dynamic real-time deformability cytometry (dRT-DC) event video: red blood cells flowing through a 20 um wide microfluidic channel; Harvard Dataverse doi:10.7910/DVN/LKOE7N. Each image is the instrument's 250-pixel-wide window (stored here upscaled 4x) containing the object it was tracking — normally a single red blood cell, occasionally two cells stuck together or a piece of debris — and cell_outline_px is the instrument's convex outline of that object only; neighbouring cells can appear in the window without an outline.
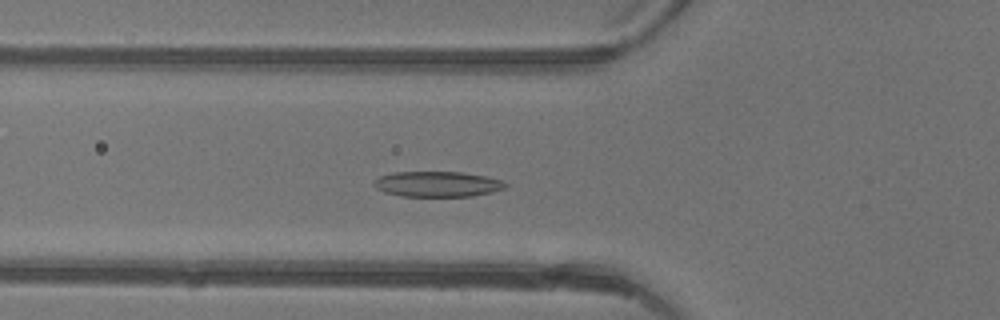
{"species": "common noctule bat (a hibernating species)", "species_latin": "Nyctalus noctula", "temperature_condition": "warm", "stored_images_in_passage": 46, "segment_of_instrument_passage": [1, 2], "camera_frame_rate_fps": 3000, "um_per_image_px": 0.085, "animal": {"sex": "female"}, "frame": {"image": 1, "passage_image": 15, "time_ms": 4.667, "image_size_px": [1000, 320], "cell_outline_px": [[508, 184], [504, 188], [492, 192], [472, 196], [400, 196], [384, 192], [376, 188], [372, 184], [380, 176], [392, 172], [464, 172], [488, 176], [504, 180]], "centroid_in_image_um": [37.21, 15.64], "position_along_channel_um": 88.6, "area_um2": 19.65}}
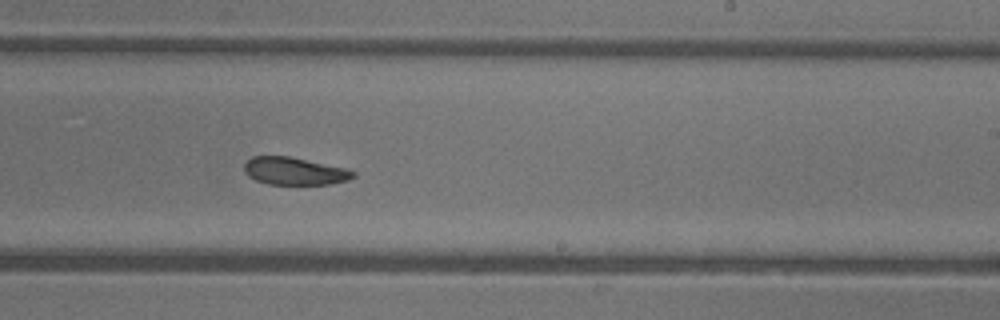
{"frame": {"image": 2, "passage_image": 27, "time_ms": 8.667, "image_size_px": [1000, 320], "cell_outline_px": [[356, 176], [348, 180], [328, 184], [268, 184], [256, 180], [248, 176], [244, 172], [244, 164], [252, 156], [288, 156], [348, 168], [356, 172]], "centroid_in_image_um": [25.05, 14.54], "position_along_channel_um": 264.0, "area_um2": 17.57}}
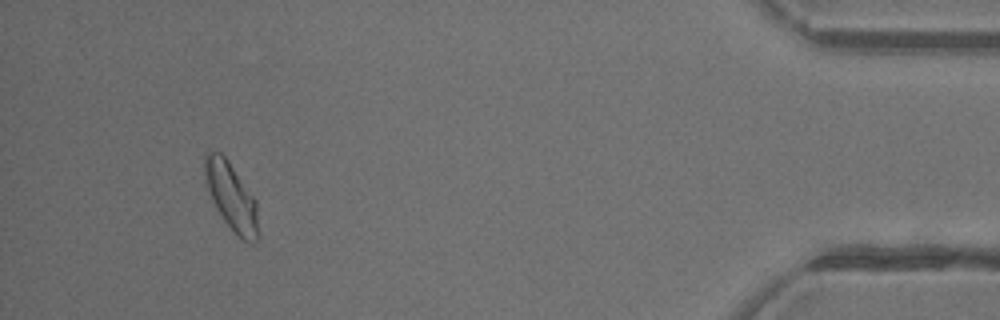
{"frame": {"image": 3, "passage_image": 42, "time_ms": 13.667, "image_size_px": [1000, 320], "cell_outline_px": [[256, 240], [252, 244], [236, 236], [224, 220], [216, 208], [204, 184], [204, 152], [208, 148], [220, 152], [228, 160], [256, 200]], "centroid_in_image_um": [19.58, 16.63], "position_along_channel_um": 415.6, "area_um2": 21.1}}